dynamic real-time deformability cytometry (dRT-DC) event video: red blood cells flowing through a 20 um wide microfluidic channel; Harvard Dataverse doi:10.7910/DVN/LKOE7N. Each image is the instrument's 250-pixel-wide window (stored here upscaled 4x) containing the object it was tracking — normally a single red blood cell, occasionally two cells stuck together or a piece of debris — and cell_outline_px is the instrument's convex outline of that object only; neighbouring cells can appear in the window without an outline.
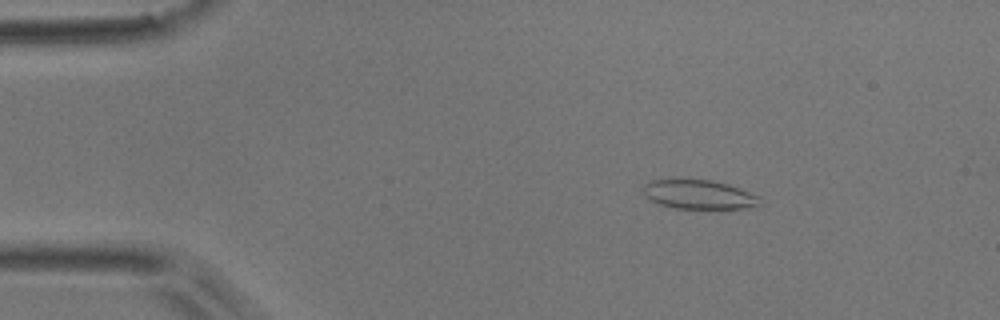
{"species": "common noctule bat (a hibernating species)", "species_latin": "Nyctalus noctula", "temperature_condition": "room temperature", "stored_images_in_passage": 49, "camera_frame_rate_fps": 3000, "um_per_image_px": 0.085, "animal": {"sex": "male", "body_mass_g": 17.9}, "frame": {"image": 1, "passage_image": 7, "time_ms": 2.0, "image_size_px": [1000, 320], "cell_outline_px": [[764, 204], [744, 208], [676, 208], [660, 204], [644, 196], [644, 184], [652, 180], [712, 180], [728, 184], [760, 196]], "centroid_in_image_um": [59.46, 16.54], "position_along_channel_um": 25.5, "area_um2": 19.59}}
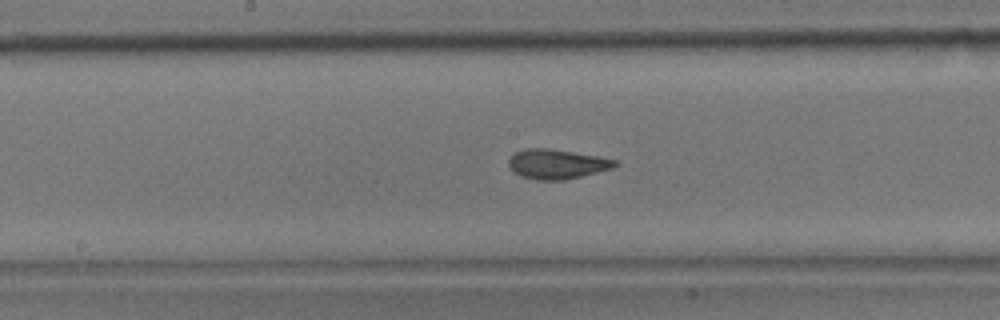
{"frame": {"image": 2, "passage_image": 25, "time_ms": 8.0, "image_size_px": [1000, 320], "cell_outline_px": [[616, 164], [612, 168], [564, 180], [536, 180], [520, 176], [508, 164], [508, 160], [516, 152], [524, 148], [548, 148], [600, 156], [616, 160]], "centroid_in_image_um": [47.32, 13.93], "position_along_channel_um": 200.9, "area_um2": 18.15}}
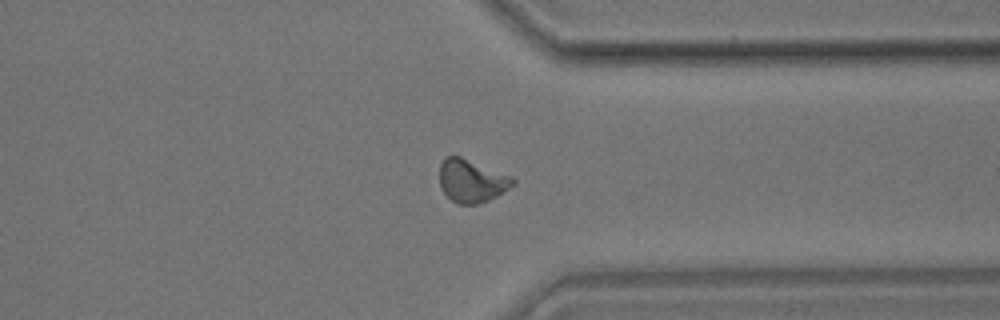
{"frame": {"image": 3, "passage_image": 38, "time_ms": 12.333, "image_size_px": [1000, 320], "cell_outline_px": [[516, 184], [496, 196], [488, 200], [476, 204], [456, 204], [440, 188], [440, 164], [444, 156], [460, 156], [512, 176], [516, 180]], "centroid_in_image_um": [40.09, 15.36], "position_along_channel_um": 371.3, "area_um2": 18.38}, "authors_computed_cell_mechanics": {"area_um2": 18.1492, "velocity_mm_per_s": 3.9834, "shape_relaxation_time_tau1_ms": 5.9676, "shape_relaxation_time_tau2_ms": 1.1465, "deformation_change_tau1": 0.176, "deformation_change_tau2": 0.0841}}